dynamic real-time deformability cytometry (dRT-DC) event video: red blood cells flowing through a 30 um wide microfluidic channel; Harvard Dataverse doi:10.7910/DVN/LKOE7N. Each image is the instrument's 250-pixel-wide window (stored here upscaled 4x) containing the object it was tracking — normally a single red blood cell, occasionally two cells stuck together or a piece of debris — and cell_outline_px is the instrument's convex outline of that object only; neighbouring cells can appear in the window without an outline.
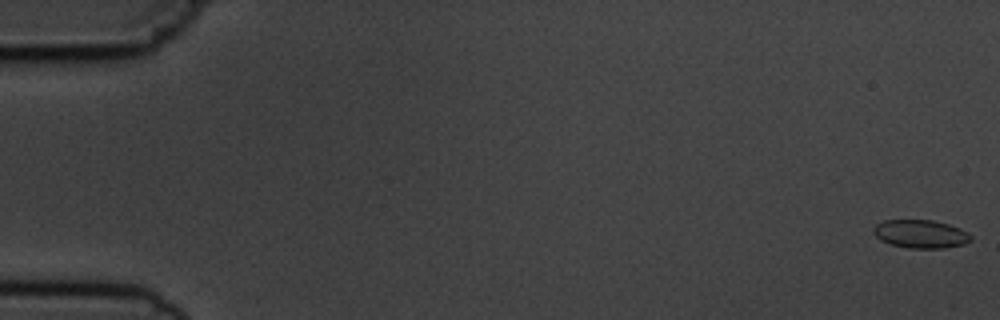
{"species": "common noctule bat (a hibernating species)", "species_latin": "Nyctalus noctula", "temperature_condition": "cold", "stored_images_in_passage": 5, "camera_frame_rate_fps": 3000, "um_per_image_px": 0.085, "animal": {"sex": "male", "body_mass_g": 19.5, "forearm_length_mm": 54.6}, "frame": {"image": 1, "passage_image": 1, "time_ms": 0.0, "image_size_px": [1000, 320], "cell_outline_px": [[972, 240], [964, 244], [944, 248], [908, 248], [892, 244], [880, 240], [872, 232], [872, 228], [876, 224], [884, 220], [932, 220], [948, 224], [960, 228], [968, 232], [972, 236]], "centroid_in_image_um": [78.26, 19.88], "position_along_channel_um": 6.7, "area_um2": 16.13}}
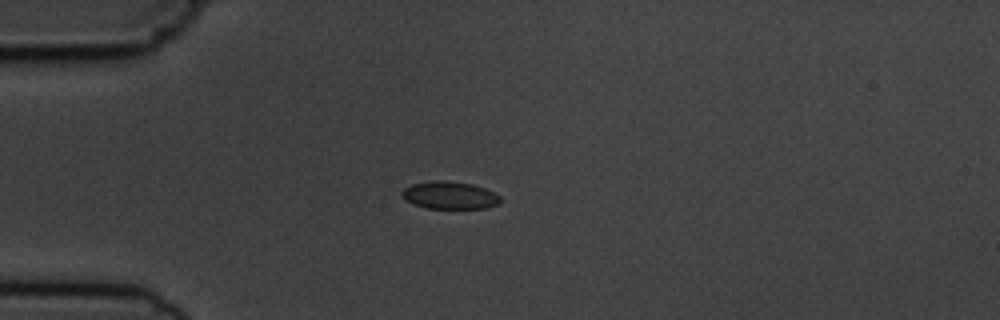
{"frame": {"image": 2, "passage_image": 5, "time_ms": 4.667, "image_size_px": [1000, 320], "cell_outline_px": [[500, 204], [484, 208], [424, 208], [412, 204], [400, 192], [404, 188], [412, 184], [436, 180], [444, 180], [472, 184], [484, 188], [500, 196]], "centroid_in_image_um": [38.22, 16.6], "position_along_channel_um": 46.8, "area_um2": 15.66}}